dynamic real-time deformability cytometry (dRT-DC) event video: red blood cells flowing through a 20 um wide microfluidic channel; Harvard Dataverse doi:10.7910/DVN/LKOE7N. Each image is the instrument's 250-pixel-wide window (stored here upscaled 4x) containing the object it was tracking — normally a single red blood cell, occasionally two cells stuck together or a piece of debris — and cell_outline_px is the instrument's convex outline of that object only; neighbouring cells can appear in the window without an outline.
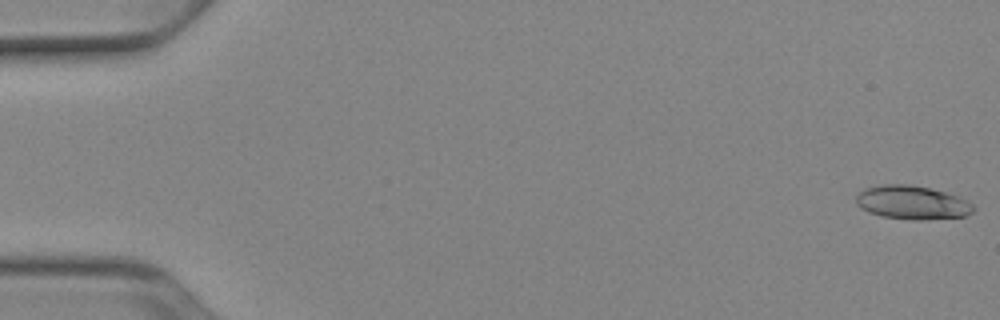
{"species": "Egyptian fruit bat (a non-hibernating species)", "species_latin": "Rousettus aegyptiacus", "temperature_condition": "cold", "stored_images_in_passage": 52, "camera_frame_rate_fps": 3000, "um_per_image_px": 0.085, "animal": {"sex": "female"}, "frame": {"image": 1, "passage_image": 1, "time_ms": 0.0, "image_size_px": [1000, 320], "cell_outline_px": [[976, 208], [972, 212], [964, 216], [924, 220], [916, 220], [880, 216], [868, 212], [856, 204], [856, 196], [864, 188], [884, 184], [912, 184], [944, 192], [968, 200]], "centroid_in_image_um": [77.52, 17.21], "position_along_channel_um": 7.5, "area_um2": 23.0}}
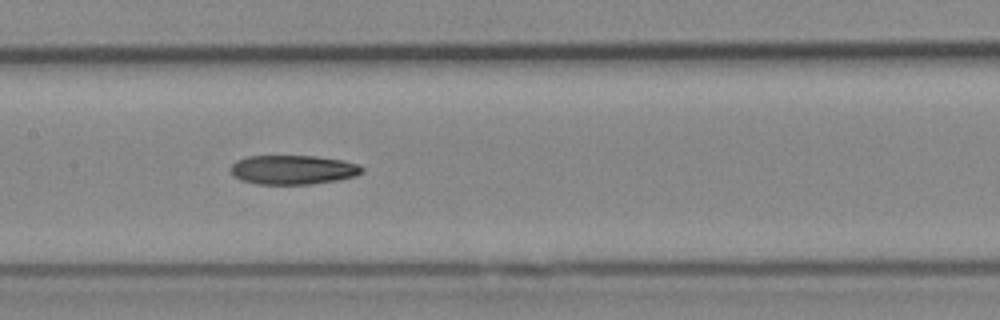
{"frame": {"image": 2, "passage_image": 26, "time_ms": 8.333, "image_size_px": [1000, 320], "cell_outline_px": [[364, 168], [356, 176], [336, 180], [308, 184], [256, 184], [240, 180], [232, 176], [228, 168], [236, 160], [248, 156], [316, 156], [344, 160], [360, 164]], "centroid_in_image_um": [24.86, 14.42], "position_along_channel_um": 182.5, "area_um2": 22.6}}
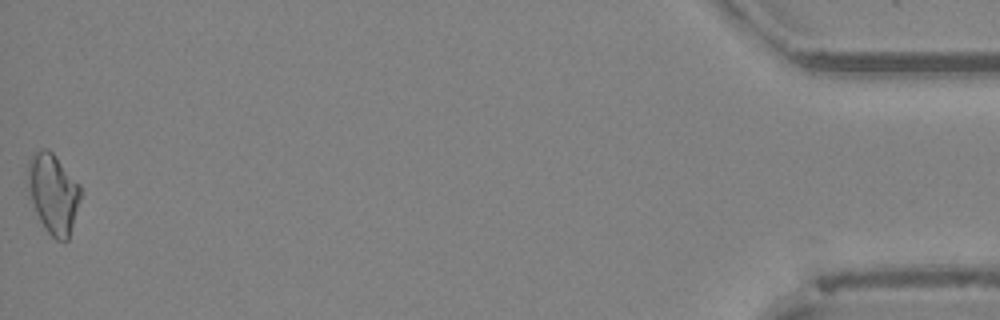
{"frame": {"image": 3, "passage_image": 52, "time_ms": 17.0, "image_size_px": [1000, 320], "cell_outline_px": [[80, 200], [68, 240], [56, 240], [48, 232], [40, 220], [36, 212], [28, 192], [28, 160], [32, 152], [40, 148], [48, 148], [56, 156], [80, 184]], "centroid_in_image_um": [4.51, 16.4], "position_along_channel_um": 430.7, "area_um2": 24.51}, "authors_computed_cell_mechanics": {"area_um2": 22.7443, "velocity_mm_per_s": 3.9391, "shape_relaxation_time_tau1_ms": null, "shape_relaxation_time_tau2_ms": 6.9342, "deformation_change_tau1": null, "deformation_change_tau2": 0.1583}}